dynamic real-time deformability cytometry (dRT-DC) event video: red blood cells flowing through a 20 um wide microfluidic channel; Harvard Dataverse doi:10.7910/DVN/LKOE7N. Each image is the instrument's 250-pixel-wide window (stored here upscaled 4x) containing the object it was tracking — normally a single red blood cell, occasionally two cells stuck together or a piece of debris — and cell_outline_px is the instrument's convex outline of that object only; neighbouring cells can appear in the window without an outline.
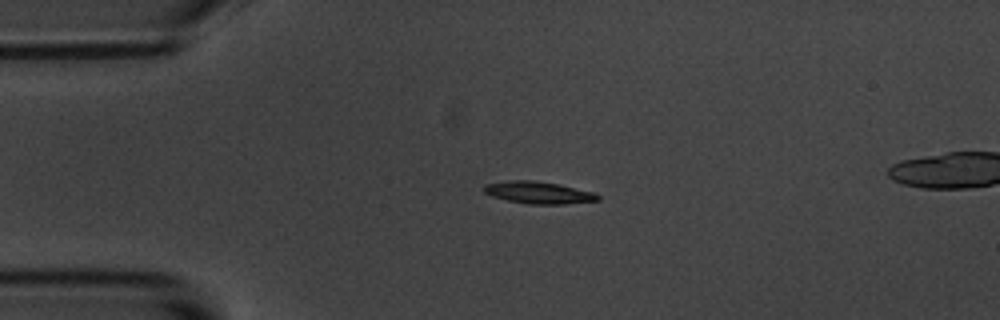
{"species": "common noctule bat (a hibernating species)", "species_latin": "Nyctalus noctula", "temperature_condition": "room temperature", "stored_images_in_passage": 3, "camera_frame_rate_fps": 3000, "um_per_image_px": 0.085, "animal": {"sex": "male", "body_mass_g": 20.1, "forearm_length_mm": 53.5}, "frame": {"image": 1, "passage_image": 1, "time_ms": 0.0, "image_size_px": [1000, 320], "cell_outline_px": [[600, 200], [564, 204], [528, 204], [508, 200], [492, 196], [484, 192], [484, 184], [512, 180], [532, 180], [560, 184], [596, 192], [600, 196]], "centroid_in_image_um": [45.82, 16.36], "position_along_channel_um": 39.2, "area_um2": 14.74}}